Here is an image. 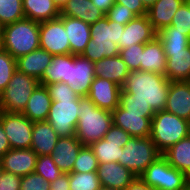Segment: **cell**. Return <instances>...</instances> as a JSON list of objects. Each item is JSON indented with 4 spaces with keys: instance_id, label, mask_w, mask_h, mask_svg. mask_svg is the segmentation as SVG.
I'll return each instance as SVG.
<instances>
[{
    "instance_id": "cell-51",
    "label": "cell",
    "mask_w": 190,
    "mask_h": 190,
    "mask_svg": "<svg viewBox=\"0 0 190 190\" xmlns=\"http://www.w3.org/2000/svg\"><path fill=\"white\" fill-rule=\"evenodd\" d=\"M144 7L148 10L157 0H141Z\"/></svg>"
},
{
    "instance_id": "cell-31",
    "label": "cell",
    "mask_w": 190,
    "mask_h": 190,
    "mask_svg": "<svg viewBox=\"0 0 190 190\" xmlns=\"http://www.w3.org/2000/svg\"><path fill=\"white\" fill-rule=\"evenodd\" d=\"M162 156L190 179V135L169 147Z\"/></svg>"
},
{
    "instance_id": "cell-36",
    "label": "cell",
    "mask_w": 190,
    "mask_h": 190,
    "mask_svg": "<svg viewBox=\"0 0 190 190\" xmlns=\"http://www.w3.org/2000/svg\"><path fill=\"white\" fill-rule=\"evenodd\" d=\"M98 166L99 163L94 154L93 149L89 145H83L75 160L72 172L76 173L97 172Z\"/></svg>"
},
{
    "instance_id": "cell-53",
    "label": "cell",
    "mask_w": 190,
    "mask_h": 190,
    "mask_svg": "<svg viewBox=\"0 0 190 190\" xmlns=\"http://www.w3.org/2000/svg\"><path fill=\"white\" fill-rule=\"evenodd\" d=\"M99 190H119V189L101 187Z\"/></svg>"
},
{
    "instance_id": "cell-11",
    "label": "cell",
    "mask_w": 190,
    "mask_h": 190,
    "mask_svg": "<svg viewBox=\"0 0 190 190\" xmlns=\"http://www.w3.org/2000/svg\"><path fill=\"white\" fill-rule=\"evenodd\" d=\"M40 48L52 56L70 54V44L64 27V16L40 22Z\"/></svg>"
},
{
    "instance_id": "cell-12",
    "label": "cell",
    "mask_w": 190,
    "mask_h": 190,
    "mask_svg": "<svg viewBox=\"0 0 190 190\" xmlns=\"http://www.w3.org/2000/svg\"><path fill=\"white\" fill-rule=\"evenodd\" d=\"M132 136L115 125H112L105 136L99 141L93 142V149L98 163L118 162L121 157V148Z\"/></svg>"
},
{
    "instance_id": "cell-18",
    "label": "cell",
    "mask_w": 190,
    "mask_h": 190,
    "mask_svg": "<svg viewBox=\"0 0 190 190\" xmlns=\"http://www.w3.org/2000/svg\"><path fill=\"white\" fill-rule=\"evenodd\" d=\"M153 116L125 114V110L120 105L112 112L113 125L122 128L132 137L150 136Z\"/></svg>"
},
{
    "instance_id": "cell-50",
    "label": "cell",
    "mask_w": 190,
    "mask_h": 190,
    "mask_svg": "<svg viewBox=\"0 0 190 190\" xmlns=\"http://www.w3.org/2000/svg\"><path fill=\"white\" fill-rule=\"evenodd\" d=\"M92 3L106 14L115 4V0H92Z\"/></svg>"
},
{
    "instance_id": "cell-22",
    "label": "cell",
    "mask_w": 190,
    "mask_h": 190,
    "mask_svg": "<svg viewBox=\"0 0 190 190\" xmlns=\"http://www.w3.org/2000/svg\"><path fill=\"white\" fill-rule=\"evenodd\" d=\"M165 76L170 82L190 81V46L185 51H164Z\"/></svg>"
},
{
    "instance_id": "cell-8",
    "label": "cell",
    "mask_w": 190,
    "mask_h": 190,
    "mask_svg": "<svg viewBox=\"0 0 190 190\" xmlns=\"http://www.w3.org/2000/svg\"><path fill=\"white\" fill-rule=\"evenodd\" d=\"M139 178L154 190H184L190 180L172 167L163 156L149 165Z\"/></svg>"
},
{
    "instance_id": "cell-9",
    "label": "cell",
    "mask_w": 190,
    "mask_h": 190,
    "mask_svg": "<svg viewBox=\"0 0 190 190\" xmlns=\"http://www.w3.org/2000/svg\"><path fill=\"white\" fill-rule=\"evenodd\" d=\"M78 109L79 98L52 101L46 121L50 123L59 137L73 136L79 120Z\"/></svg>"
},
{
    "instance_id": "cell-38",
    "label": "cell",
    "mask_w": 190,
    "mask_h": 190,
    "mask_svg": "<svg viewBox=\"0 0 190 190\" xmlns=\"http://www.w3.org/2000/svg\"><path fill=\"white\" fill-rule=\"evenodd\" d=\"M16 70V59L0 47V94L7 87Z\"/></svg>"
},
{
    "instance_id": "cell-23",
    "label": "cell",
    "mask_w": 190,
    "mask_h": 190,
    "mask_svg": "<svg viewBox=\"0 0 190 190\" xmlns=\"http://www.w3.org/2000/svg\"><path fill=\"white\" fill-rule=\"evenodd\" d=\"M94 69L95 77L113 81L120 87L123 86L130 72L119 54L94 62Z\"/></svg>"
},
{
    "instance_id": "cell-1",
    "label": "cell",
    "mask_w": 190,
    "mask_h": 190,
    "mask_svg": "<svg viewBox=\"0 0 190 190\" xmlns=\"http://www.w3.org/2000/svg\"><path fill=\"white\" fill-rule=\"evenodd\" d=\"M170 81L165 75L148 72H129L121 87L120 100H141L149 104L154 112L165 109Z\"/></svg>"
},
{
    "instance_id": "cell-43",
    "label": "cell",
    "mask_w": 190,
    "mask_h": 190,
    "mask_svg": "<svg viewBox=\"0 0 190 190\" xmlns=\"http://www.w3.org/2000/svg\"><path fill=\"white\" fill-rule=\"evenodd\" d=\"M119 105L125 110V114L154 115L155 112L148 103L141 100H120Z\"/></svg>"
},
{
    "instance_id": "cell-3",
    "label": "cell",
    "mask_w": 190,
    "mask_h": 190,
    "mask_svg": "<svg viewBox=\"0 0 190 190\" xmlns=\"http://www.w3.org/2000/svg\"><path fill=\"white\" fill-rule=\"evenodd\" d=\"M78 112L75 136L83 145L99 141L113 125L112 112L98 108L88 97L79 98Z\"/></svg>"
},
{
    "instance_id": "cell-29",
    "label": "cell",
    "mask_w": 190,
    "mask_h": 190,
    "mask_svg": "<svg viewBox=\"0 0 190 190\" xmlns=\"http://www.w3.org/2000/svg\"><path fill=\"white\" fill-rule=\"evenodd\" d=\"M166 63L167 58L163 45L157 36L152 41L144 44L141 71L165 75Z\"/></svg>"
},
{
    "instance_id": "cell-48",
    "label": "cell",
    "mask_w": 190,
    "mask_h": 190,
    "mask_svg": "<svg viewBox=\"0 0 190 190\" xmlns=\"http://www.w3.org/2000/svg\"><path fill=\"white\" fill-rule=\"evenodd\" d=\"M10 149L11 146L0 121V158Z\"/></svg>"
},
{
    "instance_id": "cell-42",
    "label": "cell",
    "mask_w": 190,
    "mask_h": 190,
    "mask_svg": "<svg viewBox=\"0 0 190 190\" xmlns=\"http://www.w3.org/2000/svg\"><path fill=\"white\" fill-rule=\"evenodd\" d=\"M50 183L41 175L32 172L21 177L20 190H49Z\"/></svg>"
},
{
    "instance_id": "cell-44",
    "label": "cell",
    "mask_w": 190,
    "mask_h": 190,
    "mask_svg": "<svg viewBox=\"0 0 190 190\" xmlns=\"http://www.w3.org/2000/svg\"><path fill=\"white\" fill-rule=\"evenodd\" d=\"M46 87L49 91V94H50L52 101L59 102V99L80 98L71 89V87L64 82L52 83V84L46 85Z\"/></svg>"
},
{
    "instance_id": "cell-19",
    "label": "cell",
    "mask_w": 190,
    "mask_h": 190,
    "mask_svg": "<svg viewBox=\"0 0 190 190\" xmlns=\"http://www.w3.org/2000/svg\"><path fill=\"white\" fill-rule=\"evenodd\" d=\"M164 110L190 121V81L170 82Z\"/></svg>"
},
{
    "instance_id": "cell-7",
    "label": "cell",
    "mask_w": 190,
    "mask_h": 190,
    "mask_svg": "<svg viewBox=\"0 0 190 190\" xmlns=\"http://www.w3.org/2000/svg\"><path fill=\"white\" fill-rule=\"evenodd\" d=\"M39 84V80L35 77L16 70L7 87L0 94V111L21 113Z\"/></svg>"
},
{
    "instance_id": "cell-27",
    "label": "cell",
    "mask_w": 190,
    "mask_h": 190,
    "mask_svg": "<svg viewBox=\"0 0 190 190\" xmlns=\"http://www.w3.org/2000/svg\"><path fill=\"white\" fill-rule=\"evenodd\" d=\"M52 55L42 48H38L29 54L16 59V67L19 72L40 79L45 69L50 65Z\"/></svg>"
},
{
    "instance_id": "cell-46",
    "label": "cell",
    "mask_w": 190,
    "mask_h": 190,
    "mask_svg": "<svg viewBox=\"0 0 190 190\" xmlns=\"http://www.w3.org/2000/svg\"><path fill=\"white\" fill-rule=\"evenodd\" d=\"M115 3L125 5L126 9L132 10L137 16L147 15V9L141 0H115Z\"/></svg>"
},
{
    "instance_id": "cell-4",
    "label": "cell",
    "mask_w": 190,
    "mask_h": 190,
    "mask_svg": "<svg viewBox=\"0 0 190 190\" xmlns=\"http://www.w3.org/2000/svg\"><path fill=\"white\" fill-rule=\"evenodd\" d=\"M40 23L24 18L3 26L0 47L18 59L40 48Z\"/></svg>"
},
{
    "instance_id": "cell-52",
    "label": "cell",
    "mask_w": 190,
    "mask_h": 190,
    "mask_svg": "<svg viewBox=\"0 0 190 190\" xmlns=\"http://www.w3.org/2000/svg\"><path fill=\"white\" fill-rule=\"evenodd\" d=\"M58 7L61 9V7L66 3L67 0H53Z\"/></svg>"
},
{
    "instance_id": "cell-24",
    "label": "cell",
    "mask_w": 190,
    "mask_h": 190,
    "mask_svg": "<svg viewBox=\"0 0 190 190\" xmlns=\"http://www.w3.org/2000/svg\"><path fill=\"white\" fill-rule=\"evenodd\" d=\"M31 138V149L42 156L52 154L59 136L48 121H35Z\"/></svg>"
},
{
    "instance_id": "cell-37",
    "label": "cell",
    "mask_w": 190,
    "mask_h": 190,
    "mask_svg": "<svg viewBox=\"0 0 190 190\" xmlns=\"http://www.w3.org/2000/svg\"><path fill=\"white\" fill-rule=\"evenodd\" d=\"M34 172L44 177L48 183L53 182L63 174L55 164L51 155L37 156Z\"/></svg>"
},
{
    "instance_id": "cell-2",
    "label": "cell",
    "mask_w": 190,
    "mask_h": 190,
    "mask_svg": "<svg viewBox=\"0 0 190 190\" xmlns=\"http://www.w3.org/2000/svg\"><path fill=\"white\" fill-rule=\"evenodd\" d=\"M125 25L108 20L106 16L90 24L91 40L81 54L91 62L119 54L118 43Z\"/></svg>"
},
{
    "instance_id": "cell-35",
    "label": "cell",
    "mask_w": 190,
    "mask_h": 190,
    "mask_svg": "<svg viewBox=\"0 0 190 190\" xmlns=\"http://www.w3.org/2000/svg\"><path fill=\"white\" fill-rule=\"evenodd\" d=\"M70 190H99L102 186L97 172L69 173Z\"/></svg>"
},
{
    "instance_id": "cell-10",
    "label": "cell",
    "mask_w": 190,
    "mask_h": 190,
    "mask_svg": "<svg viewBox=\"0 0 190 190\" xmlns=\"http://www.w3.org/2000/svg\"><path fill=\"white\" fill-rule=\"evenodd\" d=\"M0 121L11 149L31 148L33 121L22 113L2 111H0Z\"/></svg>"
},
{
    "instance_id": "cell-26",
    "label": "cell",
    "mask_w": 190,
    "mask_h": 190,
    "mask_svg": "<svg viewBox=\"0 0 190 190\" xmlns=\"http://www.w3.org/2000/svg\"><path fill=\"white\" fill-rule=\"evenodd\" d=\"M186 0H157L148 10L147 16L154 30L158 33L170 26L175 12Z\"/></svg>"
},
{
    "instance_id": "cell-40",
    "label": "cell",
    "mask_w": 190,
    "mask_h": 190,
    "mask_svg": "<svg viewBox=\"0 0 190 190\" xmlns=\"http://www.w3.org/2000/svg\"><path fill=\"white\" fill-rule=\"evenodd\" d=\"M170 26L190 38V4L185 1L175 12Z\"/></svg>"
},
{
    "instance_id": "cell-34",
    "label": "cell",
    "mask_w": 190,
    "mask_h": 190,
    "mask_svg": "<svg viewBox=\"0 0 190 190\" xmlns=\"http://www.w3.org/2000/svg\"><path fill=\"white\" fill-rule=\"evenodd\" d=\"M24 18L22 0H0V23L2 26Z\"/></svg>"
},
{
    "instance_id": "cell-13",
    "label": "cell",
    "mask_w": 190,
    "mask_h": 190,
    "mask_svg": "<svg viewBox=\"0 0 190 190\" xmlns=\"http://www.w3.org/2000/svg\"><path fill=\"white\" fill-rule=\"evenodd\" d=\"M94 78V62L69 54L68 85L79 97H87Z\"/></svg>"
},
{
    "instance_id": "cell-49",
    "label": "cell",
    "mask_w": 190,
    "mask_h": 190,
    "mask_svg": "<svg viewBox=\"0 0 190 190\" xmlns=\"http://www.w3.org/2000/svg\"><path fill=\"white\" fill-rule=\"evenodd\" d=\"M124 190H154L145 184L139 177H137L130 185Z\"/></svg>"
},
{
    "instance_id": "cell-56",
    "label": "cell",
    "mask_w": 190,
    "mask_h": 190,
    "mask_svg": "<svg viewBox=\"0 0 190 190\" xmlns=\"http://www.w3.org/2000/svg\"><path fill=\"white\" fill-rule=\"evenodd\" d=\"M2 172H3V168H2L1 162H0V175H1Z\"/></svg>"
},
{
    "instance_id": "cell-6",
    "label": "cell",
    "mask_w": 190,
    "mask_h": 190,
    "mask_svg": "<svg viewBox=\"0 0 190 190\" xmlns=\"http://www.w3.org/2000/svg\"><path fill=\"white\" fill-rule=\"evenodd\" d=\"M160 156L162 153L157 149L150 136L131 137L121 148V157L118 163L139 177Z\"/></svg>"
},
{
    "instance_id": "cell-41",
    "label": "cell",
    "mask_w": 190,
    "mask_h": 190,
    "mask_svg": "<svg viewBox=\"0 0 190 190\" xmlns=\"http://www.w3.org/2000/svg\"><path fill=\"white\" fill-rule=\"evenodd\" d=\"M108 20L126 25L131 20L135 19L137 15L130 9H126L125 5L115 3L109 11L105 14Z\"/></svg>"
},
{
    "instance_id": "cell-45",
    "label": "cell",
    "mask_w": 190,
    "mask_h": 190,
    "mask_svg": "<svg viewBox=\"0 0 190 190\" xmlns=\"http://www.w3.org/2000/svg\"><path fill=\"white\" fill-rule=\"evenodd\" d=\"M21 177L3 171L0 175V190H20Z\"/></svg>"
},
{
    "instance_id": "cell-39",
    "label": "cell",
    "mask_w": 190,
    "mask_h": 190,
    "mask_svg": "<svg viewBox=\"0 0 190 190\" xmlns=\"http://www.w3.org/2000/svg\"><path fill=\"white\" fill-rule=\"evenodd\" d=\"M143 51L144 44H134L130 47L120 49L119 55L130 72L141 70Z\"/></svg>"
},
{
    "instance_id": "cell-28",
    "label": "cell",
    "mask_w": 190,
    "mask_h": 190,
    "mask_svg": "<svg viewBox=\"0 0 190 190\" xmlns=\"http://www.w3.org/2000/svg\"><path fill=\"white\" fill-rule=\"evenodd\" d=\"M60 16H69L93 24L105 16L92 0H67L60 9Z\"/></svg>"
},
{
    "instance_id": "cell-16",
    "label": "cell",
    "mask_w": 190,
    "mask_h": 190,
    "mask_svg": "<svg viewBox=\"0 0 190 190\" xmlns=\"http://www.w3.org/2000/svg\"><path fill=\"white\" fill-rule=\"evenodd\" d=\"M37 154L31 149H10L1 158L3 171L23 177L35 170Z\"/></svg>"
},
{
    "instance_id": "cell-47",
    "label": "cell",
    "mask_w": 190,
    "mask_h": 190,
    "mask_svg": "<svg viewBox=\"0 0 190 190\" xmlns=\"http://www.w3.org/2000/svg\"><path fill=\"white\" fill-rule=\"evenodd\" d=\"M49 190H70L69 174H61L57 179L50 183Z\"/></svg>"
},
{
    "instance_id": "cell-25",
    "label": "cell",
    "mask_w": 190,
    "mask_h": 190,
    "mask_svg": "<svg viewBox=\"0 0 190 190\" xmlns=\"http://www.w3.org/2000/svg\"><path fill=\"white\" fill-rule=\"evenodd\" d=\"M52 104L49 91L46 86L39 84L31 94L25 109L21 112L31 121H46Z\"/></svg>"
},
{
    "instance_id": "cell-32",
    "label": "cell",
    "mask_w": 190,
    "mask_h": 190,
    "mask_svg": "<svg viewBox=\"0 0 190 190\" xmlns=\"http://www.w3.org/2000/svg\"><path fill=\"white\" fill-rule=\"evenodd\" d=\"M68 72L69 54L53 56L50 65L45 69L39 82L44 86L58 82L68 84Z\"/></svg>"
},
{
    "instance_id": "cell-5",
    "label": "cell",
    "mask_w": 190,
    "mask_h": 190,
    "mask_svg": "<svg viewBox=\"0 0 190 190\" xmlns=\"http://www.w3.org/2000/svg\"><path fill=\"white\" fill-rule=\"evenodd\" d=\"M189 135L190 121L168 111H157L151 119L150 138L161 153Z\"/></svg>"
},
{
    "instance_id": "cell-30",
    "label": "cell",
    "mask_w": 190,
    "mask_h": 190,
    "mask_svg": "<svg viewBox=\"0 0 190 190\" xmlns=\"http://www.w3.org/2000/svg\"><path fill=\"white\" fill-rule=\"evenodd\" d=\"M25 18L44 22L60 17V8L53 0H22Z\"/></svg>"
},
{
    "instance_id": "cell-54",
    "label": "cell",
    "mask_w": 190,
    "mask_h": 190,
    "mask_svg": "<svg viewBox=\"0 0 190 190\" xmlns=\"http://www.w3.org/2000/svg\"><path fill=\"white\" fill-rule=\"evenodd\" d=\"M184 190H190V180L186 183Z\"/></svg>"
},
{
    "instance_id": "cell-20",
    "label": "cell",
    "mask_w": 190,
    "mask_h": 190,
    "mask_svg": "<svg viewBox=\"0 0 190 190\" xmlns=\"http://www.w3.org/2000/svg\"><path fill=\"white\" fill-rule=\"evenodd\" d=\"M83 144L75 135L59 137L52 151V159L63 173H71Z\"/></svg>"
},
{
    "instance_id": "cell-14",
    "label": "cell",
    "mask_w": 190,
    "mask_h": 190,
    "mask_svg": "<svg viewBox=\"0 0 190 190\" xmlns=\"http://www.w3.org/2000/svg\"><path fill=\"white\" fill-rule=\"evenodd\" d=\"M121 87L113 81L95 77L87 97L100 109L113 112L120 102Z\"/></svg>"
},
{
    "instance_id": "cell-21",
    "label": "cell",
    "mask_w": 190,
    "mask_h": 190,
    "mask_svg": "<svg viewBox=\"0 0 190 190\" xmlns=\"http://www.w3.org/2000/svg\"><path fill=\"white\" fill-rule=\"evenodd\" d=\"M64 27L70 44V54L81 55L91 40L90 24L64 16Z\"/></svg>"
},
{
    "instance_id": "cell-17",
    "label": "cell",
    "mask_w": 190,
    "mask_h": 190,
    "mask_svg": "<svg viewBox=\"0 0 190 190\" xmlns=\"http://www.w3.org/2000/svg\"><path fill=\"white\" fill-rule=\"evenodd\" d=\"M102 187L124 190L137 176L118 162L99 163L97 170Z\"/></svg>"
},
{
    "instance_id": "cell-15",
    "label": "cell",
    "mask_w": 190,
    "mask_h": 190,
    "mask_svg": "<svg viewBox=\"0 0 190 190\" xmlns=\"http://www.w3.org/2000/svg\"><path fill=\"white\" fill-rule=\"evenodd\" d=\"M157 32L149 22L148 16H137L125 25L124 32L117 44L120 49L130 47L134 44H145L152 41Z\"/></svg>"
},
{
    "instance_id": "cell-33",
    "label": "cell",
    "mask_w": 190,
    "mask_h": 190,
    "mask_svg": "<svg viewBox=\"0 0 190 190\" xmlns=\"http://www.w3.org/2000/svg\"><path fill=\"white\" fill-rule=\"evenodd\" d=\"M164 51H185L190 46V38L183 32L174 31L173 26L164 27L157 33Z\"/></svg>"
},
{
    "instance_id": "cell-55",
    "label": "cell",
    "mask_w": 190,
    "mask_h": 190,
    "mask_svg": "<svg viewBox=\"0 0 190 190\" xmlns=\"http://www.w3.org/2000/svg\"><path fill=\"white\" fill-rule=\"evenodd\" d=\"M2 29H3V26H2V24L0 23V35H1V33H2Z\"/></svg>"
}]
</instances>
